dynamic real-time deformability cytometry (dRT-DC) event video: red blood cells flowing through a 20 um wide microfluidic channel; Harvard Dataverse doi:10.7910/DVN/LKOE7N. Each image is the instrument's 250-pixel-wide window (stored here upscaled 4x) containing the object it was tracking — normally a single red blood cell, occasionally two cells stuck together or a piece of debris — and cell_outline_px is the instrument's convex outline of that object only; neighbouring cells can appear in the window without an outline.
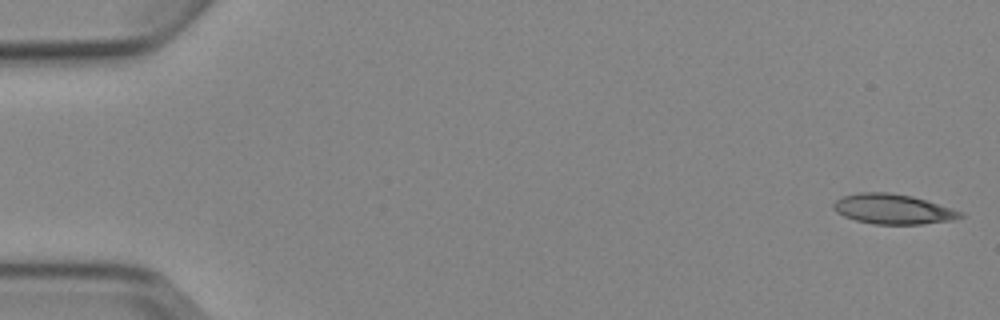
{"species": "Egyptian fruit bat (a non-hibernating species)", "species_latin": "Rousettus aegyptiacus", "temperature_condition": "cold", "stored_images_in_passage": 5, "camera_frame_rate_fps": 3000, "um_per_image_px": 0.085, "animal": {"sex": "female"}, "frame": {"image": 1, "passage_image": 1, "time_ms": 0.0, "image_size_px": [1000, 320], "cell_outline_px": [[964, 216], [952, 220], [920, 224], [872, 224], [856, 220], [844, 216], [836, 212], [832, 208], [832, 204], [836, 200], [844, 196], [860, 192], [892, 192], [912, 196], [964, 212]], "centroid_in_image_um": [75.88, 17.77], "position_along_channel_um": 9.1, "area_um2": 22.14}}
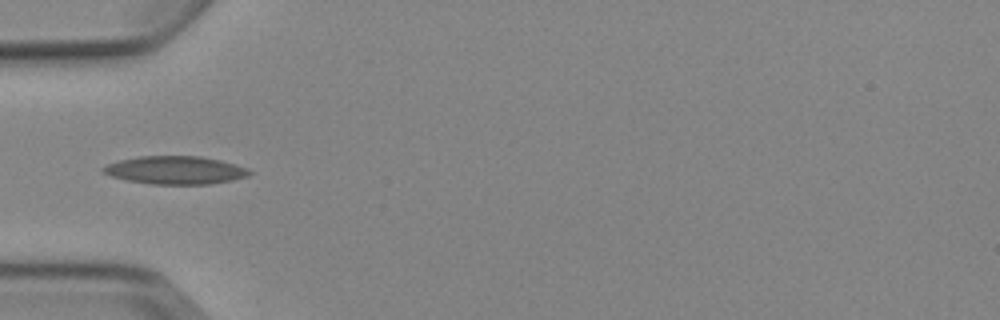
{"frame": {"image": 2, "passage_image": 5, "time_ms": 5.333, "image_size_px": [1000, 320], "cell_outline_px": [[252, 172], [248, 176], [232, 180], [208, 184], [152, 184], [128, 180], [112, 176], [100, 172], [100, 168], [108, 164], [120, 160], [140, 156], [200, 156], [220, 160], [236, 164], [248, 168]], "centroid_in_image_um": [14.91, 14.46], "position_along_channel_um": 70.1, "area_um2": 23.87}}